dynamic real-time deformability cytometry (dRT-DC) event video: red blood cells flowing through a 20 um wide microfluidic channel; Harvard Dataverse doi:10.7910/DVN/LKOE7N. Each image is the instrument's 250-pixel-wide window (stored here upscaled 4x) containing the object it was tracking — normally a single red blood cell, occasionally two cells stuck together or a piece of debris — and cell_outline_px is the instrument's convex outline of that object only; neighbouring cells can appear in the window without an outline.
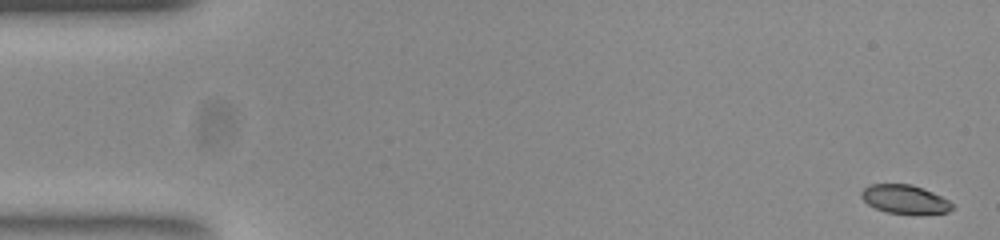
{"species": "common noctule bat (a hibernating species)", "species_latin": "Nyctalus noctula", "temperature_condition": "room temperature", "stored_images_in_passage": 51, "camera_frame_rate_fps": 3000, "um_per_image_px": 0.085, "animal": {"sex": "female", "body_mass_g": 23.0, "forearm_length_mm": 53.4}, "frame": {"image": 1, "passage_image": 1, "time_ms": 0.0, "image_size_px": [1000, 240], "cell_outline_px": [[952, 208], [948, 212], [888, 212], [876, 208], [868, 204], [860, 196], [860, 192], [868, 184], [912, 184], [932, 192], [948, 200], [952, 204]], "centroid_in_image_um": [76.84, 16.89], "position_along_channel_um": 8.2, "area_um2": 14.62}}
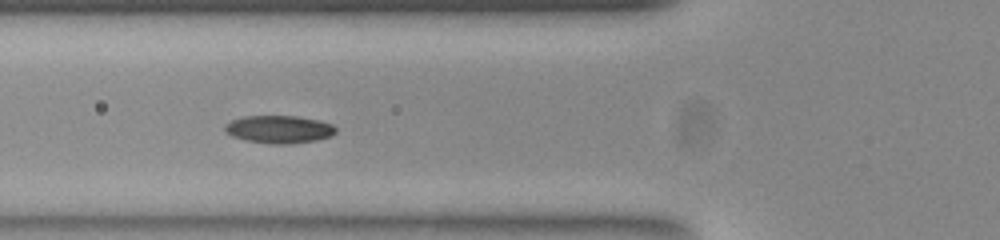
{"frame": {"image": 2, "passage_image": 19, "time_ms": 6.0, "image_size_px": [1000, 240], "cell_outline_px": [[336, 132], [332, 136], [316, 140], [288, 144], [272, 144], [248, 140], [232, 136], [224, 132], [224, 124], [232, 120], [244, 116], [296, 116], [320, 120], [332, 124], [336, 128]], "centroid_in_image_um": [23.72, 10.98], "position_along_channel_um": 102.1, "area_um2": 17.98}}
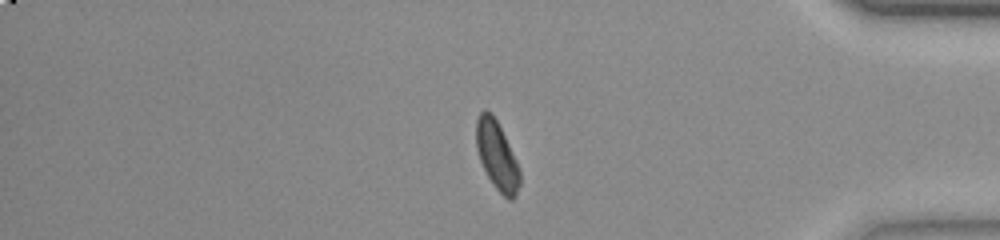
{"frame": {"image": 3, "passage_image": 44, "time_ms": 14.333, "image_size_px": [1000, 240], "cell_outline_px": [[520, 184], [516, 196], [512, 200], [508, 200], [496, 188], [488, 176], [480, 160], [476, 148], [476, 120], [480, 112], [484, 108], [496, 120], [516, 160], [520, 172]], "centroid_in_image_um": [42.23, 13.25], "position_along_channel_um": 393.0, "area_um2": 17.05}}